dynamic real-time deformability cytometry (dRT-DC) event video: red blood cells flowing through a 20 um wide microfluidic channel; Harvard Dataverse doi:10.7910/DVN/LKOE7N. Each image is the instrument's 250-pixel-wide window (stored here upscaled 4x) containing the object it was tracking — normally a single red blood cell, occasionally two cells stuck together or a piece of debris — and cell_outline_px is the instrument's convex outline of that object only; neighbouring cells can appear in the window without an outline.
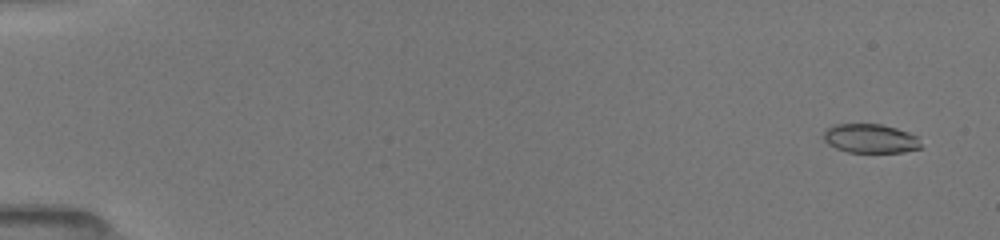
{"species": "common noctule bat (a hibernating species)", "species_latin": "Nyctalus noctula", "temperature_condition": "room temperature", "stored_images_in_passage": 74, "camera_frame_rate_fps": 3000, "um_per_image_px": 0.085, "animal": {"sex": "female", "body_mass_g": 19.5, "forearm_length_mm": 54.1}, "frame": {"image": 1, "passage_image": 5, "time_ms": 0.667, "image_size_px": [1000, 240], "cell_outline_px": [[924, 148], [904, 152], [848, 152], [836, 148], [828, 144], [824, 140], [824, 132], [832, 124], [880, 124], [896, 128], [908, 132], [916, 136]], "centroid_in_image_um": [74.0, 11.78], "position_along_channel_um": 11.0, "area_um2": 16.53}}
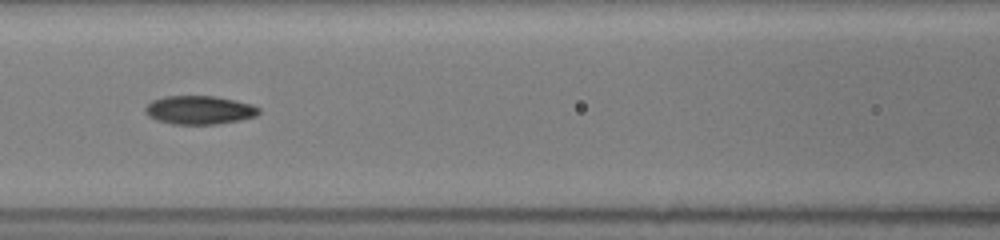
{"frame": {"image": 2, "passage_image": 45, "time_ms": 8.0, "image_size_px": [1000, 240], "cell_outline_px": [[260, 112], [256, 116], [240, 120], [216, 124], [172, 124], [156, 120], [148, 116], [144, 112], [144, 108], [152, 100], [164, 96], [216, 96], [236, 100], [252, 104], [260, 108]], "centroid_in_image_um": [16.94, 9.35], "position_along_channel_um": 149.7, "area_um2": 19.07}}
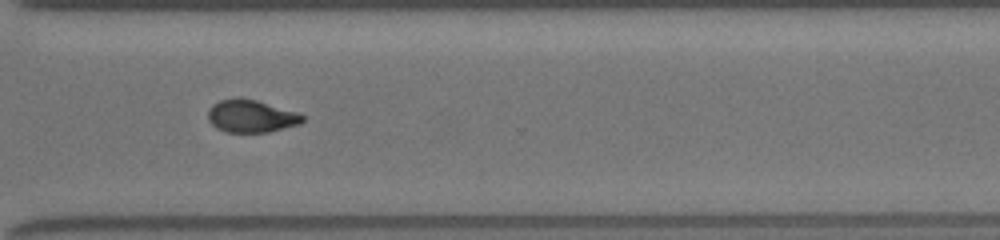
{"frame": {"image": 3, "passage_image": 73, "time_ms": 13.0, "image_size_px": [1000, 240], "cell_outline_px": [[304, 120], [300, 124], [268, 132], [228, 132], [216, 128], [208, 120], [208, 108], [212, 104], [220, 100], [236, 96], [240, 96], [256, 100], [296, 112], [304, 116]], "centroid_in_image_um": [21.3, 9.85], "position_along_channel_um": 349.3, "area_um2": 18.09}}